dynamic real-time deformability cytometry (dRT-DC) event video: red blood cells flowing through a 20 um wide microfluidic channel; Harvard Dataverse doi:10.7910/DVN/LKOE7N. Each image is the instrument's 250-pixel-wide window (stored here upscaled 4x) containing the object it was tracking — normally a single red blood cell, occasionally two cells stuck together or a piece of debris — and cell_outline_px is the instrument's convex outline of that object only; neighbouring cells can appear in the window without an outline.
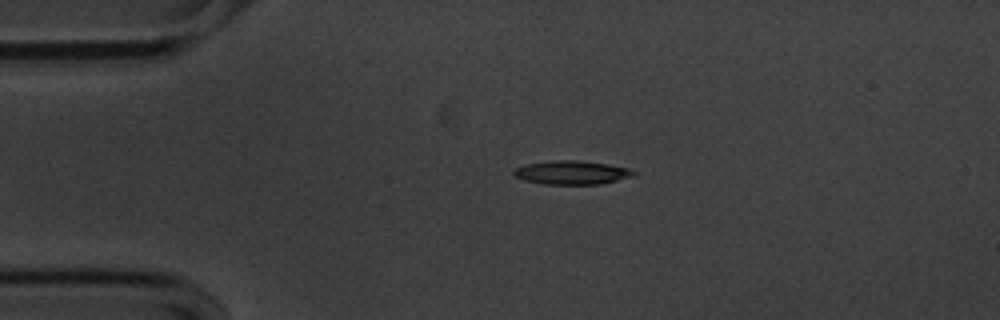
{"species": "common noctule bat (a hibernating species)", "species_latin": "Nyctalus noctula", "temperature_condition": "cold", "stored_images_in_passage": 45, "camera_frame_rate_fps": 3000, "um_per_image_px": 0.085, "animal": {"sex": "male", "body_mass_g": 20.1, "forearm_length_mm": 53.5}, "frame": {"image": 1, "passage_image": 1, "time_ms": 0.0, "image_size_px": [1000, 320], "cell_outline_px": [[636, 172], [632, 176], [600, 184], [544, 184], [524, 180], [516, 176], [512, 172], [516, 168], [524, 164], [552, 160], [576, 160], [608, 164], [628, 168]], "centroid_in_image_um": [48.57, 14.66], "position_along_channel_um": 36.4, "area_um2": 16.42}}
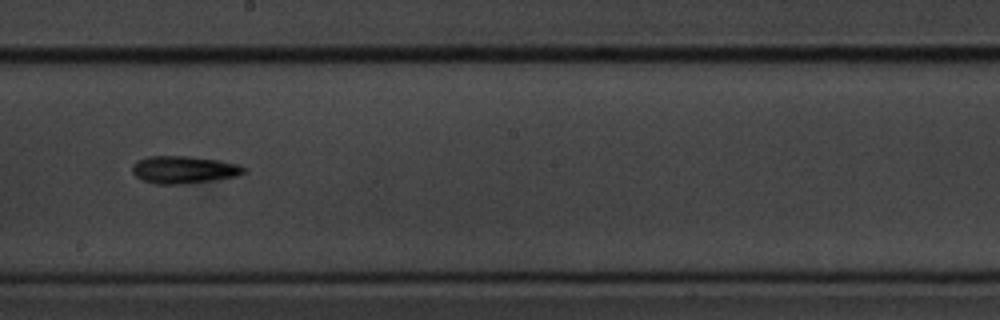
{"frame": {"image": 2, "passage_image": 20, "time_ms": 6.333, "image_size_px": [1000, 320], "cell_outline_px": [[244, 172], [236, 176], [216, 180], [184, 184], [156, 184], [140, 180], [132, 172], [132, 164], [136, 160], [148, 156], [188, 156], [216, 160], [236, 164], [244, 168]], "centroid_in_image_um": [15.54, 14.43], "position_along_channel_um": 232.7, "area_um2": 17.86}}
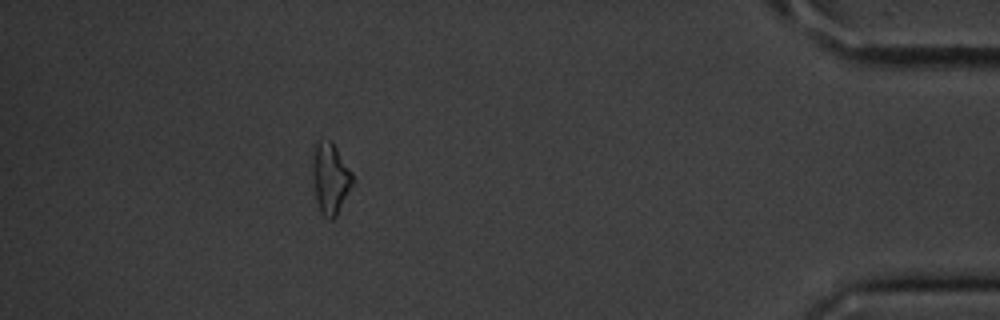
{"frame": {"image": 3, "passage_image": 39, "time_ms": 12.667, "image_size_px": [1000, 320], "cell_outline_px": [[352, 184], [336, 216], [332, 220], [328, 220], [320, 212], [316, 196], [312, 172], [312, 152], [316, 144], [320, 140], [332, 140], [352, 172]], "centroid_in_image_um": [28.06, 15.13], "position_along_channel_um": 407.1, "area_um2": 16.42}, "authors_computed_cell_mechanics": {"area_um2": 16.473, "velocity_mm_per_s": 3.5746, "shape_relaxation_time_tau1_ms": 2.7421, "shape_relaxation_time_tau2_ms": null, "deformation_change_tau1": 0.1293, "deformation_change_tau2": null}}